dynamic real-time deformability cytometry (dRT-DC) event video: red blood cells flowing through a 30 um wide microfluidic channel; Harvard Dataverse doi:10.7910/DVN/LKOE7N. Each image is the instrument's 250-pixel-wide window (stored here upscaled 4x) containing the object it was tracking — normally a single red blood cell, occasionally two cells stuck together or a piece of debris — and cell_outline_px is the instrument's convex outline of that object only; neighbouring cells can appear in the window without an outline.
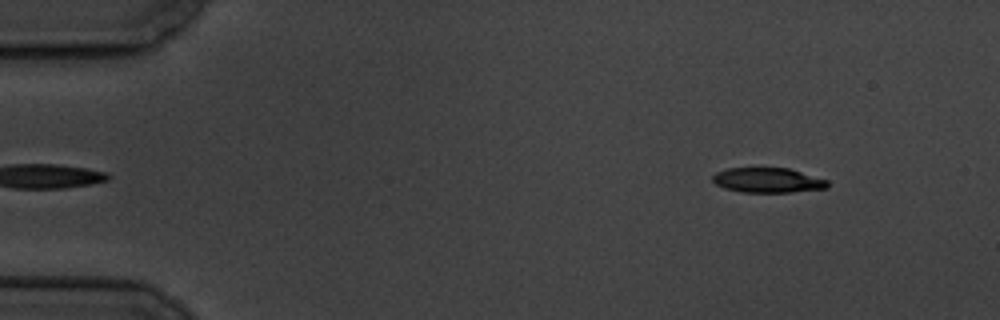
{"species": "common noctule bat (a hibernating species)", "species_latin": "Nyctalus noctula", "temperature_condition": "cold", "stored_images_in_passage": 53, "camera_frame_rate_fps": 3000, "um_per_image_px": 0.085, "animal": {"sex": "male", "body_mass_g": 19.5, "forearm_length_mm": 54.6}, "frame": {"image": 1, "passage_image": 2, "time_ms": 0.333, "image_size_px": [1000, 320], "cell_outline_px": [[828, 188], [792, 192], [740, 192], [724, 188], [716, 184], [712, 180], [712, 176], [716, 172], [728, 168], [788, 168], [828, 180]], "centroid_in_image_um": [65.25, 15.32], "position_along_channel_um": 19.8, "area_um2": 16.65}}
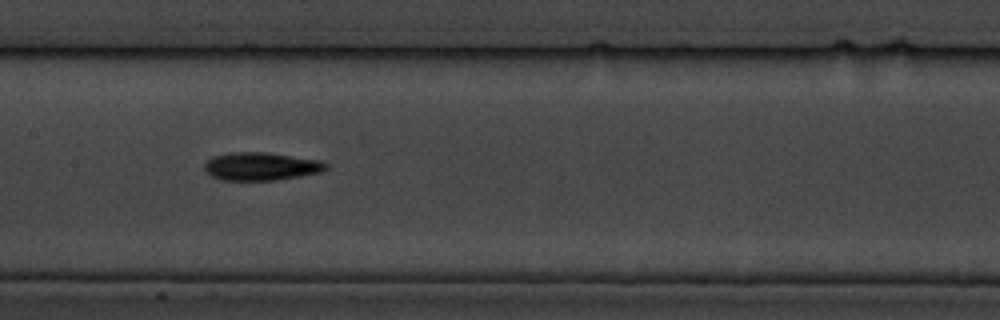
{"frame": {"image": 2, "passage_image": 24, "time_ms": 7.667, "image_size_px": [1000, 320], "cell_outline_px": [[328, 168], [324, 172], [276, 180], [220, 180], [212, 176], [204, 168], [204, 164], [212, 156], [228, 152], [264, 152], [320, 160], [328, 164]], "centroid_in_image_um": [22.2, 14.14], "position_along_channel_um": 185.2, "area_um2": 19.94}}
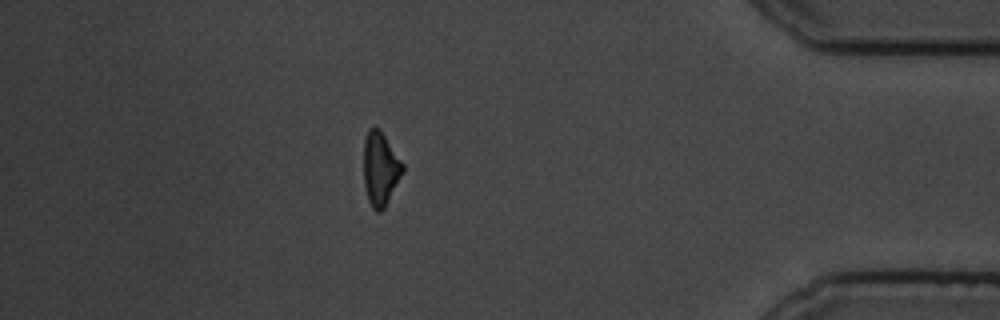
{"frame": {"image": 3, "passage_image": 46, "time_ms": 15.0, "image_size_px": [1000, 320], "cell_outline_px": [[404, 172], [384, 208], [380, 212], [376, 212], [372, 208], [368, 200], [364, 184], [364, 140], [368, 128], [380, 128], [404, 164]], "centroid_in_image_um": [32.34, 14.34], "position_along_channel_um": 402.9, "area_um2": 16.88}, "authors_computed_cell_mechanics": {"area_um2": 18.2648, "velocity_mm_per_s": 3.5028, "shape_relaxation_time_tau1_ms": 4.973, "shape_relaxation_time_tau2_ms": 9.4391, "deformation_change_tau1": 0.1581, "deformation_change_tau2": 0.199}}